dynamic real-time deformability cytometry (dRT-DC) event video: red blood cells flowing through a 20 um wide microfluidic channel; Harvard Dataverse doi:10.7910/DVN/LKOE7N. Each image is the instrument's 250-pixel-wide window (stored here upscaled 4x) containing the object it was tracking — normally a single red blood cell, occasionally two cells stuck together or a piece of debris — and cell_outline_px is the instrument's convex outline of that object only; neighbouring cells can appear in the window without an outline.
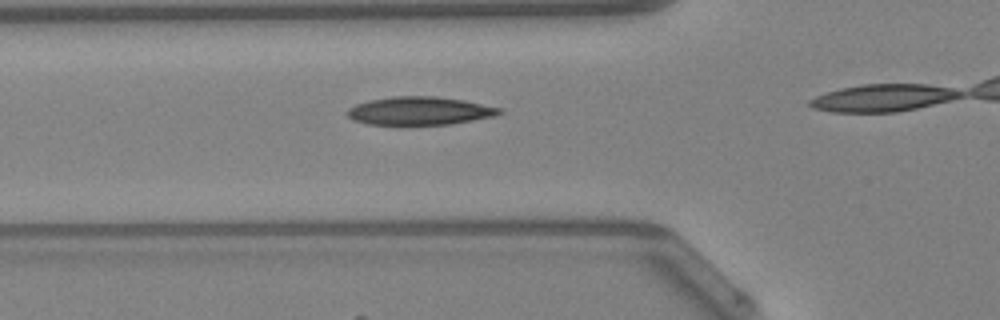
{"species": "Egyptian fruit bat (a non-hibernating species)", "species_latin": "Rousettus aegyptiacus", "temperature_condition": "warm", "stored_images_in_passage": 17, "camera_frame_rate_fps": 3000, "um_per_image_px": 0.085, "animal": {"sex": "female"}, "frame": {"image": 1, "passage_image": 10, "time_ms": 3.0, "image_size_px": [1000, 320], "cell_outline_px": [[504, 112], [492, 116], [452, 124], [412, 128], [396, 128], [368, 124], [352, 120], [348, 116], [348, 108], [356, 104], [368, 100], [392, 96], [432, 96], [464, 100], [504, 108]], "centroid_in_image_um": [35.62, 9.48], "position_along_channel_um": 90.2, "area_um2": 26.36}}